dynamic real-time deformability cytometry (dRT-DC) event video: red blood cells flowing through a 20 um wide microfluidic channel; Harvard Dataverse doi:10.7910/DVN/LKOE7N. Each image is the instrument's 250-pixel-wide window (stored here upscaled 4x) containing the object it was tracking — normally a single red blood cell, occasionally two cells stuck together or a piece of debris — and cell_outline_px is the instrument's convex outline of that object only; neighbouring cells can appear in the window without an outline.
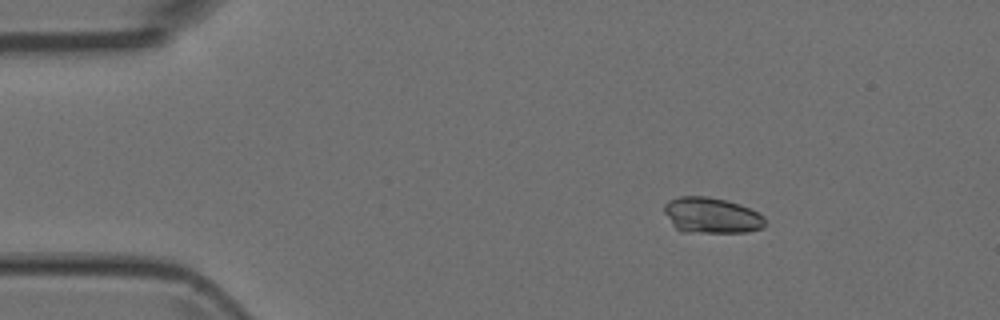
{"species": "Egyptian fruit bat (a non-hibernating species)", "species_latin": "Rousettus aegyptiacus", "temperature_condition": "room temperature", "stored_images_in_passage": 4, "camera_frame_rate_fps": 3000, "um_per_image_px": 0.085, "animal": {"sex": "female"}, "frame": {"image": 1, "passage_image": 2, "time_ms": 0.333, "image_size_px": [1000, 320], "cell_outline_px": [[764, 228], [748, 232], [680, 232], [672, 224], [664, 212], [664, 204], [668, 200], [680, 196], [708, 196], [728, 200], [740, 204], [764, 216]], "centroid_in_image_um": [60.46, 18.3], "position_along_channel_um": 24.5, "area_um2": 21.15}}